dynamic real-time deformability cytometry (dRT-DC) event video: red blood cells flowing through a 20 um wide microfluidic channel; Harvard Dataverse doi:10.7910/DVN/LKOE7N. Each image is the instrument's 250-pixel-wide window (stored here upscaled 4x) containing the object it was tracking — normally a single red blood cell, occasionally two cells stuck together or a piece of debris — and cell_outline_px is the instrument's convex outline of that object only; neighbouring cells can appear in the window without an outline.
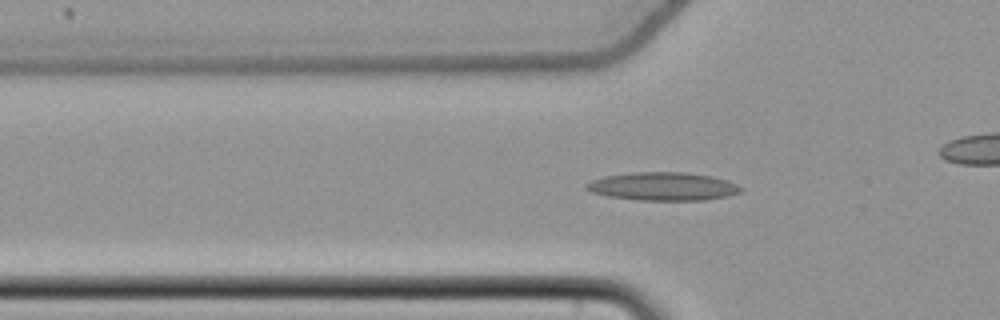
{"species": "common noctule bat (a hibernating species)", "species_latin": "Nyctalus noctula", "temperature_condition": "cold", "stored_images_in_passage": 46, "camera_frame_rate_fps": 3000, "um_per_image_px": 0.085, "animal": {"sex": "female", "body_mass_g": 22.7, "forearm_length_mm": 54.2}, "frame": {"image": 1, "passage_image": 20, "time_ms": 6.333, "image_size_px": [1000, 320], "cell_outline_px": [[744, 192], [728, 196], [704, 200], [640, 200], [608, 196], [592, 192], [584, 188], [584, 184], [592, 180], [604, 176], [632, 172], [688, 172], [712, 176], [736, 184], [744, 188]], "centroid_in_image_um": [56.37, 15.84], "position_along_channel_um": 69.4, "area_um2": 25.55}}
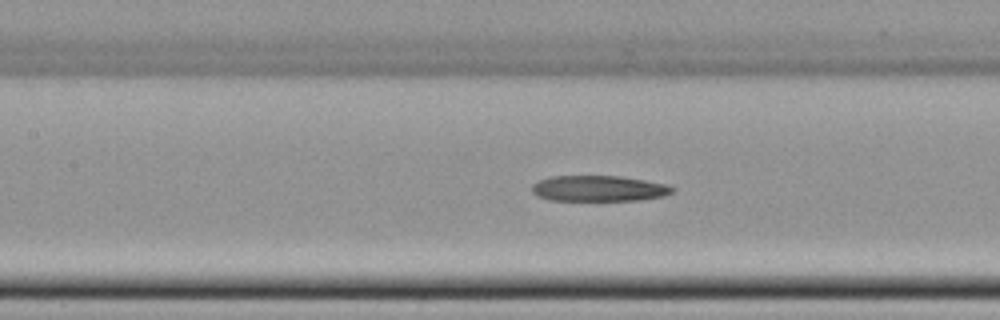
{"frame": {"image": 2, "passage_image": 27, "time_ms": 8.667, "image_size_px": [1000, 320], "cell_outline_px": [[676, 188], [672, 192], [664, 196], [640, 200], [548, 200], [536, 196], [532, 192], [532, 184], [536, 180], [548, 176], [620, 176], [644, 180], [664, 184]], "centroid_in_image_um": [50.83, 16.01], "position_along_channel_um": 156.6, "area_um2": 21.21}}
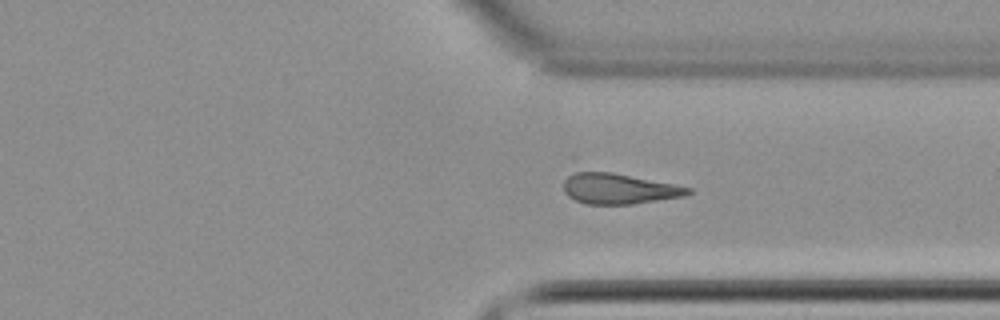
{"frame": {"image": 3, "passage_image": 43, "time_ms": 14.0, "image_size_px": [1000, 320], "cell_outline_px": [[692, 192], [684, 196], [632, 204], [584, 204], [568, 196], [564, 192], [564, 180], [568, 176], [580, 168], [612, 172], [692, 188]], "centroid_in_image_um": [52.52, 16.01], "position_along_channel_um": 358.9, "area_um2": 22.43}}